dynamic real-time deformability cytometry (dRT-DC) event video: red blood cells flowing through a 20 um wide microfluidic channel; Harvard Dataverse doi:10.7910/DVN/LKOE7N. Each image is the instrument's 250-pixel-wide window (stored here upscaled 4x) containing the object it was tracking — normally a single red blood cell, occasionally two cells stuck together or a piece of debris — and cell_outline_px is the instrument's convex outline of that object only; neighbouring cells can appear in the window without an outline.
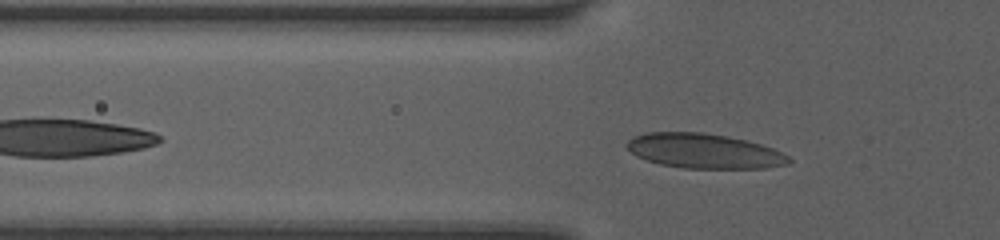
{"species": "human", "species_latin": "Homo sapiens", "temperature_condition": "room temperature", "stored_images_in_passage": 42, "camera_frame_rate_fps": 3000, "um_per_image_px": 0.085, "donor": {"sex": "female"}, "frame": {"image": 1, "passage_image": 8, "time_ms": 2.0, "image_size_px": [1000, 240], "cell_outline_px": [[792, 160], [788, 164], [764, 168], [684, 168], [660, 164], [636, 156], [624, 144], [632, 136], [644, 132], [704, 132], [728, 136], [760, 144], [772, 148], [788, 156]], "centroid_in_image_um": [59.81, 12.82], "position_along_channel_um": 66.0, "area_um2": 32.77}}
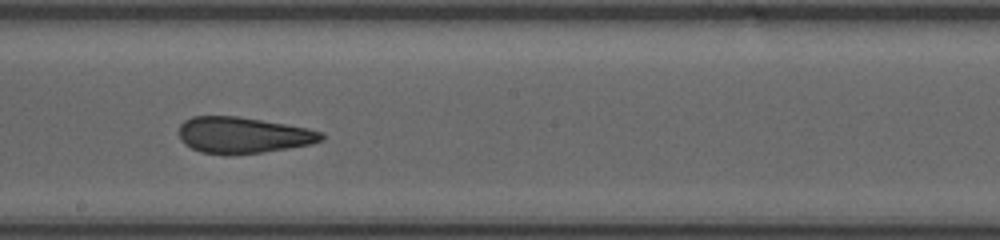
{"frame": {"image": 2, "passage_image": 22, "time_ms": 6.0, "image_size_px": [1000, 240], "cell_outline_px": [[324, 140], [312, 144], [288, 148], [232, 156], [224, 156], [200, 152], [184, 144], [180, 140], [180, 124], [184, 120], [192, 116], [236, 116], [308, 128], [324, 132]], "centroid_in_image_um": [20.64, 11.5], "position_along_channel_um": 227.6, "area_um2": 30.35}}
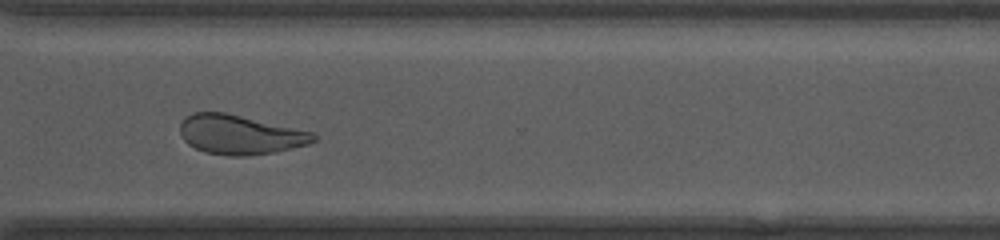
{"frame": {"image": 3, "passage_image": 31, "time_ms": 9.0, "image_size_px": [1000, 240], "cell_outline_px": [[316, 140], [308, 144], [272, 152], [244, 156], [228, 156], [204, 152], [188, 144], [184, 140], [180, 132], [180, 124], [184, 116], [192, 112], [224, 112], [312, 132], [316, 136]], "centroid_in_image_um": [20.33, 11.44], "position_along_channel_um": 350.3, "area_um2": 30.35}}